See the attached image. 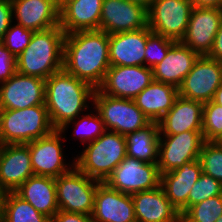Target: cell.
Listing matches in <instances>:
<instances>
[{
	"label": "cell",
	"mask_w": 222,
	"mask_h": 222,
	"mask_svg": "<svg viewBox=\"0 0 222 222\" xmlns=\"http://www.w3.org/2000/svg\"><path fill=\"white\" fill-rule=\"evenodd\" d=\"M110 67L109 35L102 30L65 34L63 70L98 89Z\"/></svg>",
	"instance_id": "cell-1"
},
{
	"label": "cell",
	"mask_w": 222,
	"mask_h": 222,
	"mask_svg": "<svg viewBox=\"0 0 222 222\" xmlns=\"http://www.w3.org/2000/svg\"><path fill=\"white\" fill-rule=\"evenodd\" d=\"M95 89L64 70L46 79L45 106L54 129L60 130L67 122L90 108ZM90 100V101H89ZM86 110V111H85Z\"/></svg>",
	"instance_id": "cell-2"
},
{
	"label": "cell",
	"mask_w": 222,
	"mask_h": 222,
	"mask_svg": "<svg viewBox=\"0 0 222 222\" xmlns=\"http://www.w3.org/2000/svg\"><path fill=\"white\" fill-rule=\"evenodd\" d=\"M64 38L60 26L33 32L28 46L16 57V72L46 80L63 70Z\"/></svg>",
	"instance_id": "cell-3"
},
{
	"label": "cell",
	"mask_w": 222,
	"mask_h": 222,
	"mask_svg": "<svg viewBox=\"0 0 222 222\" xmlns=\"http://www.w3.org/2000/svg\"><path fill=\"white\" fill-rule=\"evenodd\" d=\"M85 145L82 153L74 158L75 166L100 182H105L127 157L125 136L111 130H106L96 140Z\"/></svg>",
	"instance_id": "cell-4"
},
{
	"label": "cell",
	"mask_w": 222,
	"mask_h": 222,
	"mask_svg": "<svg viewBox=\"0 0 222 222\" xmlns=\"http://www.w3.org/2000/svg\"><path fill=\"white\" fill-rule=\"evenodd\" d=\"M54 128L45 104L24 109H0V143L26 144L50 134Z\"/></svg>",
	"instance_id": "cell-5"
},
{
	"label": "cell",
	"mask_w": 222,
	"mask_h": 222,
	"mask_svg": "<svg viewBox=\"0 0 222 222\" xmlns=\"http://www.w3.org/2000/svg\"><path fill=\"white\" fill-rule=\"evenodd\" d=\"M92 102L106 130L126 136L151 123L133 99L111 97L95 89Z\"/></svg>",
	"instance_id": "cell-6"
},
{
	"label": "cell",
	"mask_w": 222,
	"mask_h": 222,
	"mask_svg": "<svg viewBox=\"0 0 222 222\" xmlns=\"http://www.w3.org/2000/svg\"><path fill=\"white\" fill-rule=\"evenodd\" d=\"M100 183L85 175L76 166L55 178L59 210L92 215L94 196Z\"/></svg>",
	"instance_id": "cell-7"
},
{
	"label": "cell",
	"mask_w": 222,
	"mask_h": 222,
	"mask_svg": "<svg viewBox=\"0 0 222 222\" xmlns=\"http://www.w3.org/2000/svg\"><path fill=\"white\" fill-rule=\"evenodd\" d=\"M192 8L191 0H153L147 9L148 28L166 38L181 41Z\"/></svg>",
	"instance_id": "cell-8"
},
{
	"label": "cell",
	"mask_w": 222,
	"mask_h": 222,
	"mask_svg": "<svg viewBox=\"0 0 222 222\" xmlns=\"http://www.w3.org/2000/svg\"><path fill=\"white\" fill-rule=\"evenodd\" d=\"M63 134L61 130L54 129L50 134L26 143L34 175L57 178L75 166L74 159L71 164L64 162L66 156H63L62 143L67 139Z\"/></svg>",
	"instance_id": "cell-9"
},
{
	"label": "cell",
	"mask_w": 222,
	"mask_h": 222,
	"mask_svg": "<svg viewBox=\"0 0 222 222\" xmlns=\"http://www.w3.org/2000/svg\"><path fill=\"white\" fill-rule=\"evenodd\" d=\"M204 142L202 131L160 135L157 162L160 175L198 160Z\"/></svg>",
	"instance_id": "cell-10"
},
{
	"label": "cell",
	"mask_w": 222,
	"mask_h": 222,
	"mask_svg": "<svg viewBox=\"0 0 222 222\" xmlns=\"http://www.w3.org/2000/svg\"><path fill=\"white\" fill-rule=\"evenodd\" d=\"M105 183L122 193L133 194L160 186V173L157 164L127 156L113 170Z\"/></svg>",
	"instance_id": "cell-11"
},
{
	"label": "cell",
	"mask_w": 222,
	"mask_h": 222,
	"mask_svg": "<svg viewBox=\"0 0 222 222\" xmlns=\"http://www.w3.org/2000/svg\"><path fill=\"white\" fill-rule=\"evenodd\" d=\"M222 83V62L199 56L178 87L179 96L206 103Z\"/></svg>",
	"instance_id": "cell-12"
},
{
	"label": "cell",
	"mask_w": 222,
	"mask_h": 222,
	"mask_svg": "<svg viewBox=\"0 0 222 222\" xmlns=\"http://www.w3.org/2000/svg\"><path fill=\"white\" fill-rule=\"evenodd\" d=\"M46 80L16 72L0 84V109L16 110L45 104Z\"/></svg>",
	"instance_id": "cell-13"
},
{
	"label": "cell",
	"mask_w": 222,
	"mask_h": 222,
	"mask_svg": "<svg viewBox=\"0 0 222 222\" xmlns=\"http://www.w3.org/2000/svg\"><path fill=\"white\" fill-rule=\"evenodd\" d=\"M153 81V71L150 67L110 66L98 89L111 97L134 99Z\"/></svg>",
	"instance_id": "cell-14"
},
{
	"label": "cell",
	"mask_w": 222,
	"mask_h": 222,
	"mask_svg": "<svg viewBox=\"0 0 222 222\" xmlns=\"http://www.w3.org/2000/svg\"><path fill=\"white\" fill-rule=\"evenodd\" d=\"M222 21V8L193 7L181 43L199 56H207Z\"/></svg>",
	"instance_id": "cell-15"
},
{
	"label": "cell",
	"mask_w": 222,
	"mask_h": 222,
	"mask_svg": "<svg viewBox=\"0 0 222 222\" xmlns=\"http://www.w3.org/2000/svg\"><path fill=\"white\" fill-rule=\"evenodd\" d=\"M148 26L147 9L128 0H103L99 30L108 35Z\"/></svg>",
	"instance_id": "cell-16"
},
{
	"label": "cell",
	"mask_w": 222,
	"mask_h": 222,
	"mask_svg": "<svg viewBox=\"0 0 222 222\" xmlns=\"http://www.w3.org/2000/svg\"><path fill=\"white\" fill-rule=\"evenodd\" d=\"M94 222H137L131 194L112 189L101 182L94 196Z\"/></svg>",
	"instance_id": "cell-17"
},
{
	"label": "cell",
	"mask_w": 222,
	"mask_h": 222,
	"mask_svg": "<svg viewBox=\"0 0 222 222\" xmlns=\"http://www.w3.org/2000/svg\"><path fill=\"white\" fill-rule=\"evenodd\" d=\"M34 176L27 144H5L0 151V188L15 192Z\"/></svg>",
	"instance_id": "cell-18"
},
{
	"label": "cell",
	"mask_w": 222,
	"mask_h": 222,
	"mask_svg": "<svg viewBox=\"0 0 222 222\" xmlns=\"http://www.w3.org/2000/svg\"><path fill=\"white\" fill-rule=\"evenodd\" d=\"M152 31L147 27L109 35L110 66H144L145 48Z\"/></svg>",
	"instance_id": "cell-19"
},
{
	"label": "cell",
	"mask_w": 222,
	"mask_h": 222,
	"mask_svg": "<svg viewBox=\"0 0 222 222\" xmlns=\"http://www.w3.org/2000/svg\"><path fill=\"white\" fill-rule=\"evenodd\" d=\"M202 173L200 161L192 160L160 175V186L181 216L188 210L189 193Z\"/></svg>",
	"instance_id": "cell-20"
},
{
	"label": "cell",
	"mask_w": 222,
	"mask_h": 222,
	"mask_svg": "<svg viewBox=\"0 0 222 222\" xmlns=\"http://www.w3.org/2000/svg\"><path fill=\"white\" fill-rule=\"evenodd\" d=\"M13 21L33 32L59 26L55 0H11ZM15 17V18H14Z\"/></svg>",
	"instance_id": "cell-21"
},
{
	"label": "cell",
	"mask_w": 222,
	"mask_h": 222,
	"mask_svg": "<svg viewBox=\"0 0 222 222\" xmlns=\"http://www.w3.org/2000/svg\"><path fill=\"white\" fill-rule=\"evenodd\" d=\"M204 103L178 96L172 108L158 121L160 135L202 131Z\"/></svg>",
	"instance_id": "cell-22"
},
{
	"label": "cell",
	"mask_w": 222,
	"mask_h": 222,
	"mask_svg": "<svg viewBox=\"0 0 222 222\" xmlns=\"http://www.w3.org/2000/svg\"><path fill=\"white\" fill-rule=\"evenodd\" d=\"M137 222H181V214L161 186L131 194Z\"/></svg>",
	"instance_id": "cell-23"
},
{
	"label": "cell",
	"mask_w": 222,
	"mask_h": 222,
	"mask_svg": "<svg viewBox=\"0 0 222 222\" xmlns=\"http://www.w3.org/2000/svg\"><path fill=\"white\" fill-rule=\"evenodd\" d=\"M198 57L189 47L176 41L162 61L152 68L154 80L178 88Z\"/></svg>",
	"instance_id": "cell-24"
},
{
	"label": "cell",
	"mask_w": 222,
	"mask_h": 222,
	"mask_svg": "<svg viewBox=\"0 0 222 222\" xmlns=\"http://www.w3.org/2000/svg\"><path fill=\"white\" fill-rule=\"evenodd\" d=\"M103 0H74L59 11V26L65 34L99 30Z\"/></svg>",
	"instance_id": "cell-25"
},
{
	"label": "cell",
	"mask_w": 222,
	"mask_h": 222,
	"mask_svg": "<svg viewBox=\"0 0 222 222\" xmlns=\"http://www.w3.org/2000/svg\"><path fill=\"white\" fill-rule=\"evenodd\" d=\"M15 193L50 219L59 211L55 178L31 176Z\"/></svg>",
	"instance_id": "cell-26"
},
{
	"label": "cell",
	"mask_w": 222,
	"mask_h": 222,
	"mask_svg": "<svg viewBox=\"0 0 222 222\" xmlns=\"http://www.w3.org/2000/svg\"><path fill=\"white\" fill-rule=\"evenodd\" d=\"M178 96L177 87L154 80L133 100L151 122H158L172 108Z\"/></svg>",
	"instance_id": "cell-27"
},
{
	"label": "cell",
	"mask_w": 222,
	"mask_h": 222,
	"mask_svg": "<svg viewBox=\"0 0 222 222\" xmlns=\"http://www.w3.org/2000/svg\"><path fill=\"white\" fill-rule=\"evenodd\" d=\"M127 156L147 163L157 164L160 139L158 122L125 136Z\"/></svg>",
	"instance_id": "cell-28"
},
{
	"label": "cell",
	"mask_w": 222,
	"mask_h": 222,
	"mask_svg": "<svg viewBox=\"0 0 222 222\" xmlns=\"http://www.w3.org/2000/svg\"><path fill=\"white\" fill-rule=\"evenodd\" d=\"M4 222H51V219L34 209L15 192H8L5 200Z\"/></svg>",
	"instance_id": "cell-29"
},
{
	"label": "cell",
	"mask_w": 222,
	"mask_h": 222,
	"mask_svg": "<svg viewBox=\"0 0 222 222\" xmlns=\"http://www.w3.org/2000/svg\"><path fill=\"white\" fill-rule=\"evenodd\" d=\"M88 114H82L84 116H78V121L76 119L67 122L60 130L64 133L65 130L68 129V127L71 124H75L74 128V135L80 139L81 143L85 145V143L92 142L96 140L100 135H102L106 129L104 126V122L101 120L100 115L97 113L96 109H94ZM78 130V131H77ZM78 134V135H77Z\"/></svg>",
	"instance_id": "cell-30"
},
{
	"label": "cell",
	"mask_w": 222,
	"mask_h": 222,
	"mask_svg": "<svg viewBox=\"0 0 222 222\" xmlns=\"http://www.w3.org/2000/svg\"><path fill=\"white\" fill-rule=\"evenodd\" d=\"M221 215L222 195H218L191 206L181 216V222H216Z\"/></svg>",
	"instance_id": "cell-31"
},
{
	"label": "cell",
	"mask_w": 222,
	"mask_h": 222,
	"mask_svg": "<svg viewBox=\"0 0 222 222\" xmlns=\"http://www.w3.org/2000/svg\"><path fill=\"white\" fill-rule=\"evenodd\" d=\"M202 172L222 183V145L205 141L199 153Z\"/></svg>",
	"instance_id": "cell-32"
},
{
	"label": "cell",
	"mask_w": 222,
	"mask_h": 222,
	"mask_svg": "<svg viewBox=\"0 0 222 222\" xmlns=\"http://www.w3.org/2000/svg\"><path fill=\"white\" fill-rule=\"evenodd\" d=\"M202 135L205 141H217L222 136V106L212 100L203 106Z\"/></svg>",
	"instance_id": "cell-33"
},
{
	"label": "cell",
	"mask_w": 222,
	"mask_h": 222,
	"mask_svg": "<svg viewBox=\"0 0 222 222\" xmlns=\"http://www.w3.org/2000/svg\"><path fill=\"white\" fill-rule=\"evenodd\" d=\"M222 195V183L202 173L188 196V209L208 198Z\"/></svg>",
	"instance_id": "cell-34"
},
{
	"label": "cell",
	"mask_w": 222,
	"mask_h": 222,
	"mask_svg": "<svg viewBox=\"0 0 222 222\" xmlns=\"http://www.w3.org/2000/svg\"><path fill=\"white\" fill-rule=\"evenodd\" d=\"M175 42L172 39L152 32L146 42L144 66L152 69L159 64Z\"/></svg>",
	"instance_id": "cell-35"
},
{
	"label": "cell",
	"mask_w": 222,
	"mask_h": 222,
	"mask_svg": "<svg viewBox=\"0 0 222 222\" xmlns=\"http://www.w3.org/2000/svg\"><path fill=\"white\" fill-rule=\"evenodd\" d=\"M33 31L17 24H11L0 40L15 56H19L30 43Z\"/></svg>",
	"instance_id": "cell-36"
},
{
	"label": "cell",
	"mask_w": 222,
	"mask_h": 222,
	"mask_svg": "<svg viewBox=\"0 0 222 222\" xmlns=\"http://www.w3.org/2000/svg\"><path fill=\"white\" fill-rule=\"evenodd\" d=\"M16 73V57L0 41V84Z\"/></svg>",
	"instance_id": "cell-37"
},
{
	"label": "cell",
	"mask_w": 222,
	"mask_h": 222,
	"mask_svg": "<svg viewBox=\"0 0 222 222\" xmlns=\"http://www.w3.org/2000/svg\"><path fill=\"white\" fill-rule=\"evenodd\" d=\"M13 23L11 0H0V40Z\"/></svg>",
	"instance_id": "cell-38"
},
{
	"label": "cell",
	"mask_w": 222,
	"mask_h": 222,
	"mask_svg": "<svg viewBox=\"0 0 222 222\" xmlns=\"http://www.w3.org/2000/svg\"><path fill=\"white\" fill-rule=\"evenodd\" d=\"M51 222H94L91 215L78 214L59 210Z\"/></svg>",
	"instance_id": "cell-39"
},
{
	"label": "cell",
	"mask_w": 222,
	"mask_h": 222,
	"mask_svg": "<svg viewBox=\"0 0 222 222\" xmlns=\"http://www.w3.org/2000/svg\"><path fill=\"white\" fill-rule=\"evenodd\" d=\"M207 57L222 62V21Z\"/></svg>",
	"instance_id": "cell-40"
},
{
	"label": "cell",
	"mask_w": 222,
	"mask_h": 222,
	"mask_svg": "<svg viewBox=\"0 0 222 222\" xmlns=\"http://www.w3.org/2000/svg\"><path fill=\"white\" fill-rule=\"evenodd\" d=\"M193 7L222 8V0H191Z\"/></svg>",
	"instance_id": "cell-41"
},
{
	"label": "cell",
	"mask_w": 222,
	"mask_h": 222,
	"mask_svg": "<svg viewBox=\"0 0 222 222\" xmlns=\"http://www.w3.org/2000/svg\"><path fill=\"white\" fill-rule=\"evenodd\" d=\"M8 191L0 188V222H4L5 200Z\"/></svg>",
	"instance_id": "cell-42"
},
{
	"label": "cell",
	"mask_w": 222,
	"mask_h": 222,
	"mask_svg": "<svg viewBox=\"0 0 222 222\" xmlns=\"http://www.w3.org/2000/svg\"><path fill=\"white\" fill-rule=\"evenodd\" d=\"M212 101L222 106V83L215 91Z\"/></svg>",
	"instance_id": "cell-43"
},
{
	"label": "cell",
	"mask_w": 222,
	"mask_h": 222,
	"mask_svg": "<svg viewBox=\"0 0 222 222\" xmlns=\"http://www.w3.org/2000/svg\"><path fill=\"white\" fill-rule=\"evenodd\" d=\"M130 2L138 3L148 9L151 6L153 0H128Z\"/></svg>",
	"instance_id": "cell-44"
},
{
	"label": "cell",
	"mask_w": 222,
	"mask_h": 222,
	"mask_svg": "<svg viewBox=\"0 0 222 222\" xmlns=\"http://www.w3.org/2000/svg\"><path fill=\"white\" fill-rule=\"evenodd\" d=\"M74 0H55L59 11L67 4Z\"/></svg>",
	"instance_id": "cell-45"
},
{
	"label": "cell",
	"mask_w": 222,
	"mask_h": 222,
	"mask_svg": "<svg viewBox=\"0 0 222 222\" xmlns=\"http://www.w3.org/2000/svg\"><path fill=\"white\" fill-rule=\"evenodd\" d=\"M216 142L222 145V136Z\"/></svg>",
	"instance_id": "cell-46"
},
{
	"label": "cell",
	"mask_w": 222,
	"mask_h": 222,
	"mask_svg": "<svg viewBox=\"0 0 222 222\" xmlns=\"http://www.w3.org/2000/svg\"><path fill=\"white\" fill-rule=\"evenodd\" d=\"M216 222H222V215L217 219Z\"/></svg>",
	"instance_id": "cell-47"
}]
</instances>
